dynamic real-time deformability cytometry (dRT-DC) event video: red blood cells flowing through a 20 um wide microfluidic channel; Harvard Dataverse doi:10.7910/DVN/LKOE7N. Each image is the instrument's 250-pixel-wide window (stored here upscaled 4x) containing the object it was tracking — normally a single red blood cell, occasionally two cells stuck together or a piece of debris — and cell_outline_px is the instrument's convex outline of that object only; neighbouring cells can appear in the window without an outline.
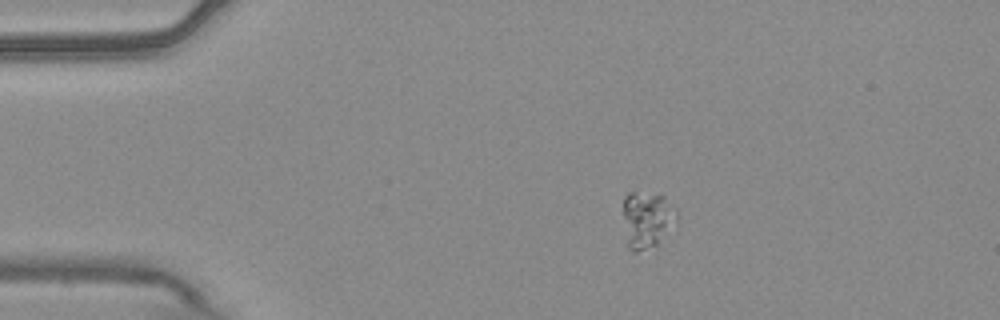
{"species": "common noctule bat (a hibernating species)", "species_latin": "Nyctalus noctula", "temperature_condition": "warm", "stored_images_in_passage": 46, "camera_frame_rate_fps": 3000, "um_per_image_px": 0.085, "animal": {"sex": "male", "body_mass_g": 20.4}, "frame": {"image": 1, "passage_image": 1, "time_ms": 0.0, "image_size_px": [1000, 320], "cell_outline_px": [[676, 216], [656, 244], [636, 252], [632, 252], [628, 248], [624, 216], [624, 196], [628, 192], [636, 192], [664, 196], [676, 208]], "centroid_in_image_um": [54.94, 18.62], "position_along_channel_um": 30.1, "area_um2": 16.82}}
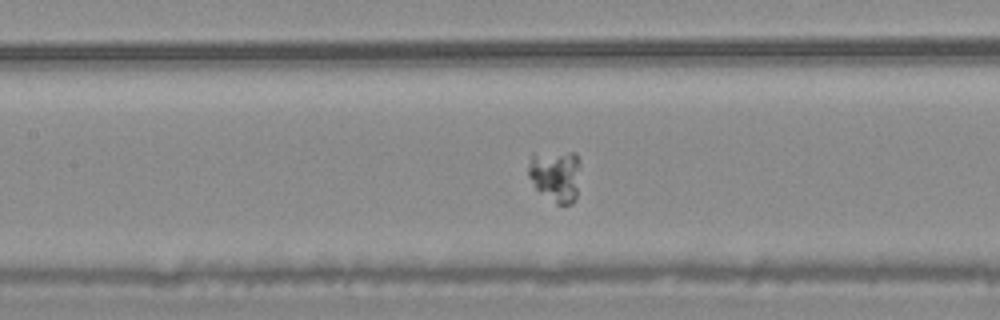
{"frame": {"image": 2, "passage_image": 16, "time_ms": 5.0, "image_size_px": [1000, 320], "cell_outline_px": [[576, 200], [572, 204], [556, 204], [536, 188], [528, 176], [528, 168], [532, 156], [568, 152], [576, 152]], "centroid_in_image_um": [47.19, 14.98], "position_along_channel_um": 160.2, "area_um2": 14.74}}
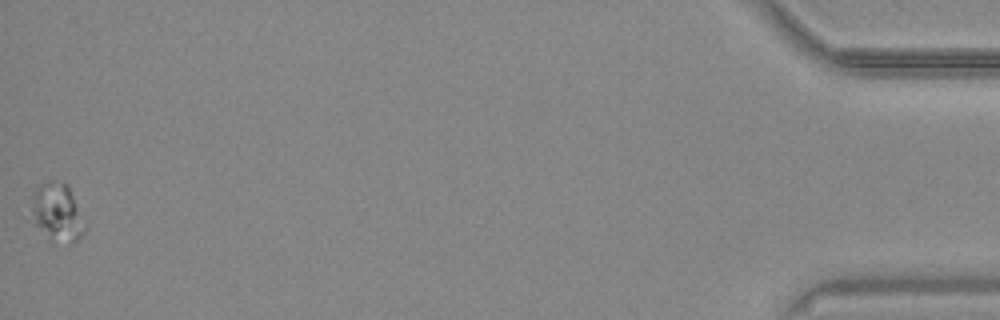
{"frame": {"image": 3, "passage_image": 46, "time_ms": 15.0, "image_size_px": [1000, 320], "cell_outline_px": [[88, 228], [72, 244], [68, 244], [28, 220], [32, 200], [36, 188], [44, 184], [68, 184]], "centroid_in_image_um": [4.89, 18.05], "position_along_channel_um": 430.3, "area_um2": 17.28}}